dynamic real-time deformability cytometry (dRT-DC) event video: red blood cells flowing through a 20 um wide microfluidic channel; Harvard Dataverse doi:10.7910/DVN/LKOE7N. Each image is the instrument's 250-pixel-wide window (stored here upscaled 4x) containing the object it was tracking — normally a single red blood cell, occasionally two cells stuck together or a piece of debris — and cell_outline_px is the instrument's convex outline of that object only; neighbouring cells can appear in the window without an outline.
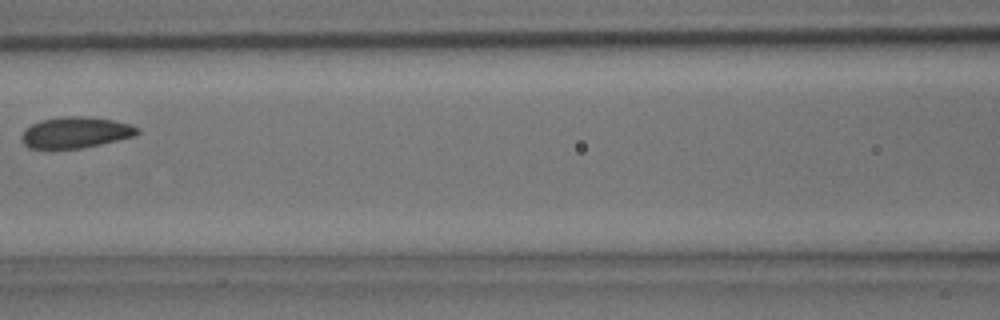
{"species": "common noctule bat (a hibernating species)", "species_latin": "Nyctalus noctula", "temperature_condition": "room temperature", "stored_images_in_passage": 3, "camera_frame_rate_fps": 3000, "um_per_image_px": 0.085, "animal": {"sex": "male", "body_mass_g": 15.6}, "frame": {"image": 1, "passage_image": 3, "time_ms": 0.667, "image_size_px": [1000, 320], "cell_outline_px": [[140, 132], [136, 136], [100, 144], [80, 148], [28, 148], [20, 140], [20, 136], [24, 128], [40, 120], [64, 116], [84, 116], [112, 120], [128, 124], [140, 128]], "centroid_in_image_um": [6.39, 11.25], "position_along_channel_um": 160.2, "area_um2": 21.04}}